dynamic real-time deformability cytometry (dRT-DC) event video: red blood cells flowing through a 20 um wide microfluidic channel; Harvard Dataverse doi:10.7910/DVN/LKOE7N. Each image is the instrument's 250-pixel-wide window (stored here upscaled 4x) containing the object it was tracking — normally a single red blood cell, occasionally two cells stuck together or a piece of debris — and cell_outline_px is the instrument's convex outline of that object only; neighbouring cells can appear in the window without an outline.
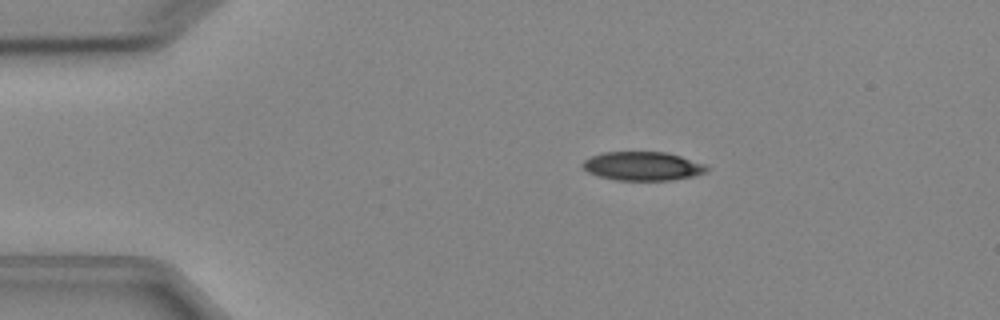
{"species": "Egyptian fruit bat (a non-hibernating species)", "species_latin": "Rousettus aegyptiacus", "temperature_condition": "cold", "stored_images_in_passage": 5, "camera_frame_rate_fps": 3000, "um_per_image_px": 0.085, "animal": {"sex": "female"}, "frame": {"image": 1, "passage_image": 2, "time_ms": 1.333, "image_size_px": [1000, 320], "cell_outline_px": [[708, 172], [696, 176], [672, 180], [616, 180], [596, 176], [588, 172], [584, 168], [584, 160], [592, 156], [604, 152], [668, 152], [704, 164], [708, 168]], "centroid_in_image_um": [54.65, 14.13], "position_along_channel_um": 30.3, "area_um2": 20.81}}